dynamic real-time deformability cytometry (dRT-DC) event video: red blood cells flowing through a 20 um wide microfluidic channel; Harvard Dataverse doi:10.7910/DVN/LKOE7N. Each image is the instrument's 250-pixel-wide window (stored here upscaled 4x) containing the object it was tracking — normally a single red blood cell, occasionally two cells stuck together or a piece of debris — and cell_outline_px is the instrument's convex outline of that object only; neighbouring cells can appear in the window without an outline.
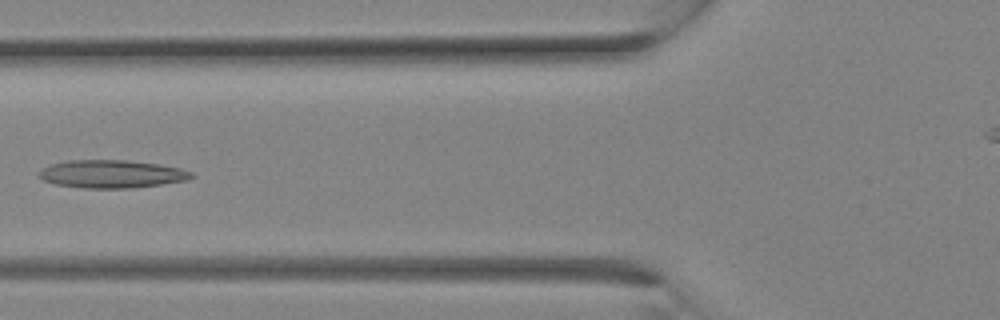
{"species": "Egyptian fruit bat (a non-hibernating species)", "species_latin": "Rousettus aegyptiacus", "temperature_condition": "room temperature", "stored_images_in_passage": 11, "camera_frame_rate_fps": 3000, "um_per_image_px": 0.085, "animal": {"sex": "female"}, "frame": {"image": 1, "passage_image": 10, "time_ms": 3.0, "image_size_px": [1000, 320], "cell_outline_px": [[196, 176], [188, 180], [132, 188], [84, 188], [56, 184], [44, 180], [40, 176], [40, 172], [44, 168], [52, 164], [64, 160], [124, 160], [160, 164], [180, 168], [192, 172]], "centroid_in_image_um": [9.54, 14.78], "position_along_channel_um": 116.3, "area_um2": 24.68}}